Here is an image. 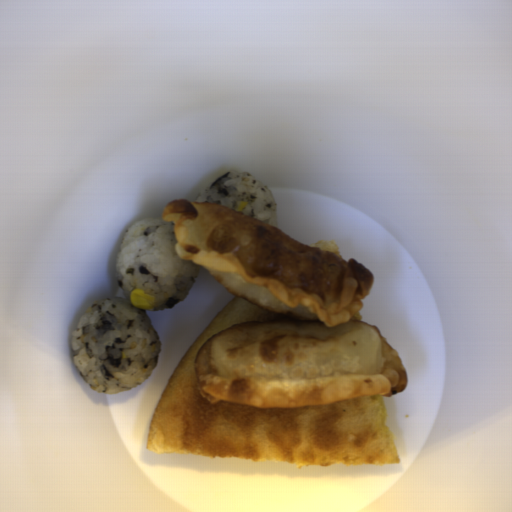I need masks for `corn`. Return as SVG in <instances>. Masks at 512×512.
Here are the masks:
<instances>
[{
	"instance_id": "obj_1",
	"label": "corn",
	"mask_w": 512,
	"mask_h": 512,
	"mask_svg": "<svg viewBox=\"0 0 512 512\" xmlns=\"http://www.w3.org/2000/svg\"><path fill=\"white\" fill-rule=\"evenodd\" d=\"M129 303L131 306L139 309H150L153 307L154 299L153 295L149 294L145 290L133 289L130 292Z\"/></svg>"
},
{
	"instance_id": "obj_2",
	"label": "corn",
	"mask_w": 512,
	"mask_h": 512,
	"mask_svg": "<svg viewBox=\"0 0 512 512\" xmlns=\"http://www.w3.org/2000/svg\"><path fill=\"white\" fill-rule=\"evenodd\" d=\"M247 203H248V202H246V201H239V202L237 203V206H236V209H235V210H238V211H240V212L242 213V211H243V209L246 207Z\"/></svg>"
}]
</instances>
